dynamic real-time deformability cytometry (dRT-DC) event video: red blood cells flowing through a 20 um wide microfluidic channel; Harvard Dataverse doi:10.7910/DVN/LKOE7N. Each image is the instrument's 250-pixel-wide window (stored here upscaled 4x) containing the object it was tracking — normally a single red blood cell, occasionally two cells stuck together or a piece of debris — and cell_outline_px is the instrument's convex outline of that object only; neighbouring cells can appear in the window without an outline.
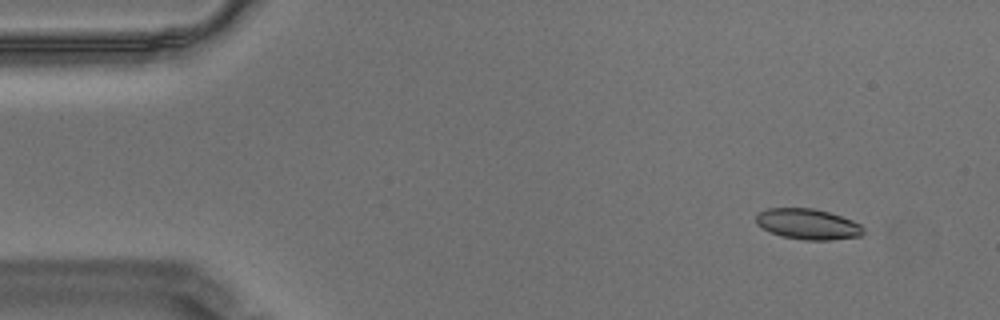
{"species": "Egyptian fruit bat (a non-hibernating species)", "species_latin": "Rousettus aegyptiacus", "temperature_condition": "warm", "stored_images_in_passage": 54, "camera_frame_rate_fps": 3000, "um_per_image_px": 0.085, "animal": {"sex": "male"}, "frame": {"image": 1, "passage_image": 1, "time_ms": 0.0, "image_size_px": [1000, 320], "cell_outline_px": [[864, 232], [860, 236], [832, 240], [804, 240], [780, 236], [768, 232], [756, 224], [756, 216], [760, 212], [768, 208], [812, 208], [828, 212], [852, 220], [860, 224], [864, 228]], "centroid_in_image_um": [68.65, 19.06], "position_along_channel_um": 16.4, "area_um2": 19.25}}
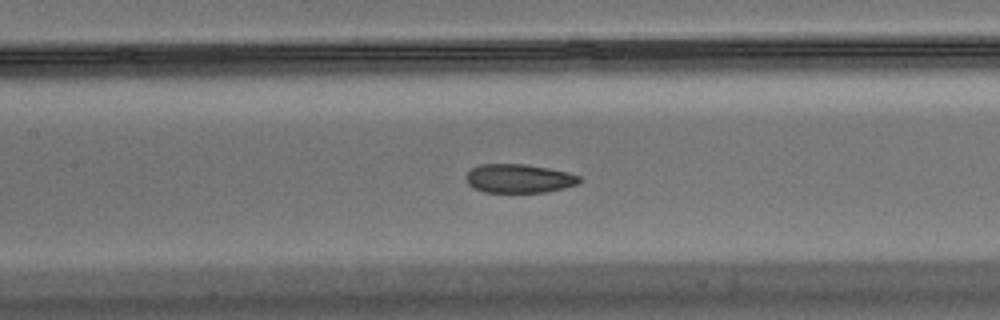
{"frame": {"image": 2, "passage_image": 22, "time_ms": 7.0, "image_size_px": [1000, 320], "cell_outline_px": [[580, 184], [564, 188], [544, 192], [484, 192], [468, 184], [464, 176], [472, 168], [480, 164], [528, 164], [568, 172], [580, 176]], "centroid_in_image_um": [44.12, 15.16], "position_along_channel_um": 163.3, "area_um2": 19.07}}
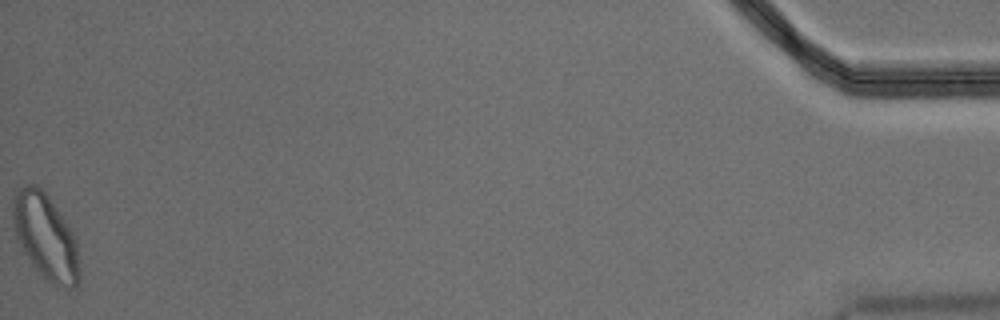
{"frame": {"image": 3, "passage_image": 54, "time_ms": 17.667, "image_size_px": [1000, 320], "cell_outline_px": [[80, 276], [76, 288], [68, 288], [52, 284], [32, 264], [24, 252], [16, 236], [12, 216], [12, 196], [24, 184], [36, 184], [48, 196], [72, 228], [76, 244], [80, 268]], "centroid_in_image_um": [3.88, 20.09], "position_along_channel_um": 431.3, "area_um2": 33.12}, "authors_computed_cell_mechanics": {"area_um2": 20.23, "velocity_mm_per_s": 3.4596, "shape_relaxation_time_tau1_ms": 3.9507, "shape_relaxation_time_tau2_ms": 2.0354, "deformation_change_tau1": 0.1436, "deformation_change_tau2": 0.0758}}